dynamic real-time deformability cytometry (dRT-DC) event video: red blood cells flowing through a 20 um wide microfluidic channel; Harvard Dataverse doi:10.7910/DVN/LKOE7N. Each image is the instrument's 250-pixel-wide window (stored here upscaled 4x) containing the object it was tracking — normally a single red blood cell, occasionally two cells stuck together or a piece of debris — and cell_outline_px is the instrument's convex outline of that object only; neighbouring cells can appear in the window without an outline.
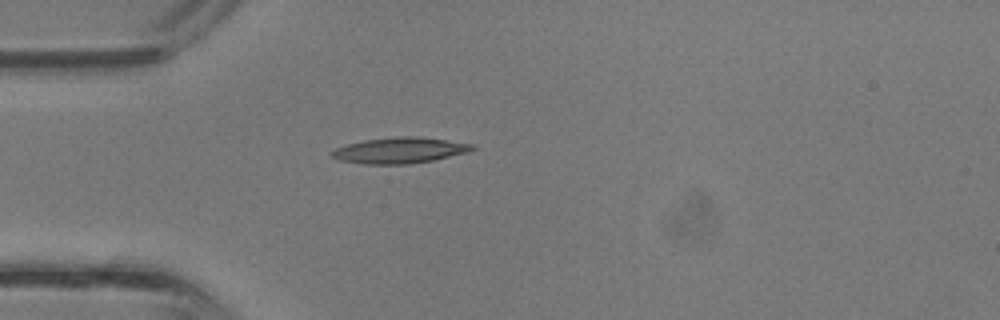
{"species": "common noctule bat (a hibernating species)", "species_latin": "Nyctalus noctula", "temperature_condition": "room temperature", "stored_images_in_passage": 23, "camera_frame_rate_fps": 3000, "um_per_image_px": 0.085, "animal": {"sex": "male", "body_mass_g": 13.3}, "frame": {"image": 1, "passage_image": 1, "time_ms": 0.0, "image_size_px": [1000, 320], "cell_outline_px": [[476, 148], [468, 152], [432, 160], [408, 164], [364, 164], [340, 160], [332, 156], [332, 152], [336, 148], [348, 144], [364, 140], [396, 136], [420, 136], [476, 144]], "centroid_in_image_um": [34.03, 12.77], "position_along_channel_um": 51.0, "area_um2": 21.15}}
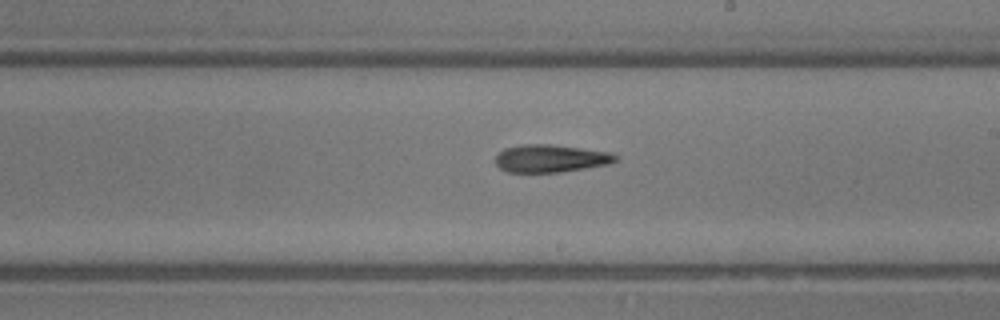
{"frame": {"image": 2, "passage_image": 12, "time_ms": 3.667, "image_size_px": [1000, 320], "cell_outline_px": [[616, 160], [608, 164], [560, 172], [508, 172], [500, 168], [496, 164], [496, 156], [504, 148], [520, 144], [552, 144], [608, 152], [616, 156]], "centroid_in_image_um": [46.75, 13.46], "position_along_channel_um": 242.3, "area_um2": 19.13}}
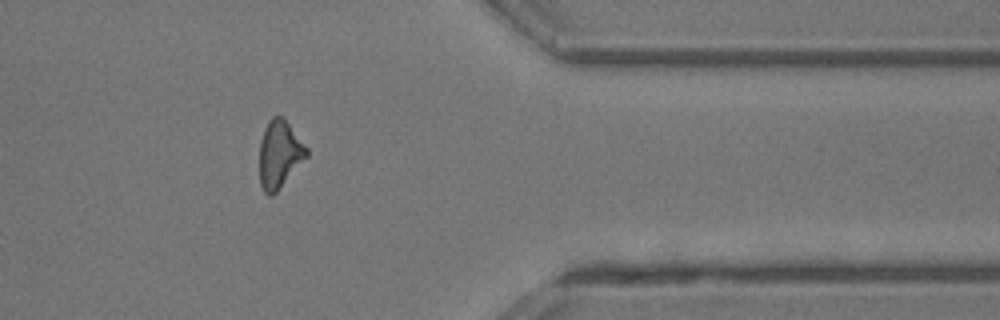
{"frame": {"image": 3, "passage_image": 21, "time_ms": 6.667, "image_size_px": [1000, 320], "cell_outline_px": [[308, 156], [276, 192], [272, 196], [268, 196], [264, 192], [260, 184], [260, 140], [264, 128], [268, 120], [272, 116], [280, 116], [288, 124], [308, 148]], "centroid_in_image_um": [23.74, 13.12], "position_along_channel_um": 387.7, "area_um2": 18.38}}